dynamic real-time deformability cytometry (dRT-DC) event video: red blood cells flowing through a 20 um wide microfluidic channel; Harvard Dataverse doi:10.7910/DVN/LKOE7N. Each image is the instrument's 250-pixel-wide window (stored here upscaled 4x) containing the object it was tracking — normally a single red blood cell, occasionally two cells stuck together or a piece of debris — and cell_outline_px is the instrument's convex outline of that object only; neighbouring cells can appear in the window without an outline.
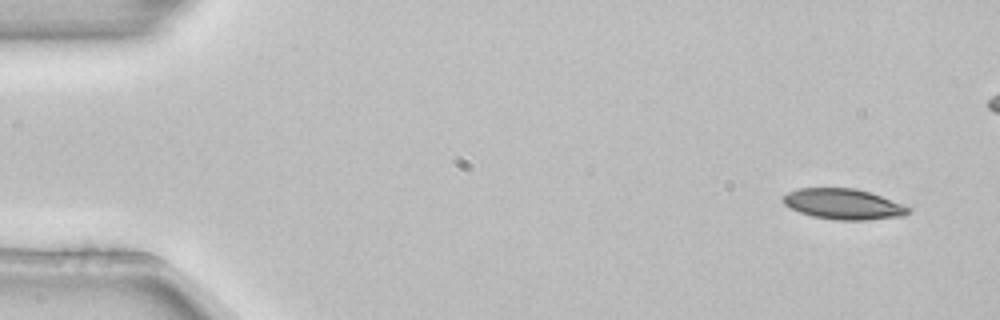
{"species": "common noctule bat (a hibernating species)", "species_latin": "Nyctalus noctula", "temperature_condition": "room temperature", "stored_images_in_passage": 5, "camera_frame_rate_fps": 3000, "um_per_image_px": 0.085, "animal": {"sex": "female", "body_mass_g": 22.7, "forearm_length_mm": 54.2}, "frame": {"image": 1, "passage_image": 1, "time_ms": 0.0, "image_size_px": [1000, 320], "cell_outline_px": [[912, 212], [904, 216], [868, 220], [836, 220], [812, 216], [800, 212], [784, 204], [784, 196], [788, 192], [800, 188], [856, 188], [872, 192], [912, 208]], "centroid_in_image_um": [71.76, 17.35], "position_along_channel_um": 13.2, "area_um2": 22.43}}